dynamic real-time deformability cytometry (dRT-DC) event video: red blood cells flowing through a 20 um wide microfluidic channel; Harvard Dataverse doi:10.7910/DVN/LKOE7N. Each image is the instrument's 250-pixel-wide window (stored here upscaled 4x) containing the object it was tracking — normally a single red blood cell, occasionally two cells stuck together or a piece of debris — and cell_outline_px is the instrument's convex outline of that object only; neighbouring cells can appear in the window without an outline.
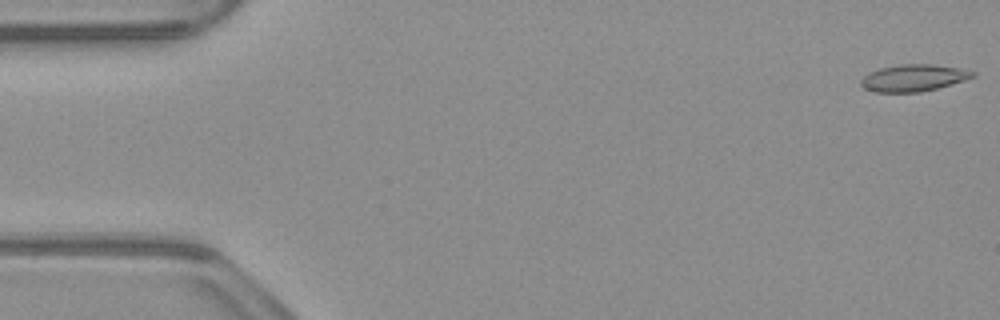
{"species": "common noctule bat (a hibernating species)", "species_latin": "Nyctalus noctula", "temperature_condition": "warm", "stored_images_in_passage": 53, "camera_frame_rate_fps": 3000, "um_per_image_px": 0.085, "animal": {"sex": "male", "body_mass_g": 23.1, "forearm_length_mm": 52.7}, "frame": {"image": 1, "passage_image": 1, "time_ms": 0.0, "image_size_px": [1000, 320], "cell_outline_px": [[976, 76], [964, 80], [936, 88], [920, 92], [876, 92], [864, 88], [860, 84], [860, 80], [868, 72], [880, 68], [900, 64], [932, 64], [960, 68], [976, 72]], "centroid_in_image_um": [77.63, 6.61], "position_along_channel_um": 7.4, "area_um2": 17.46}}
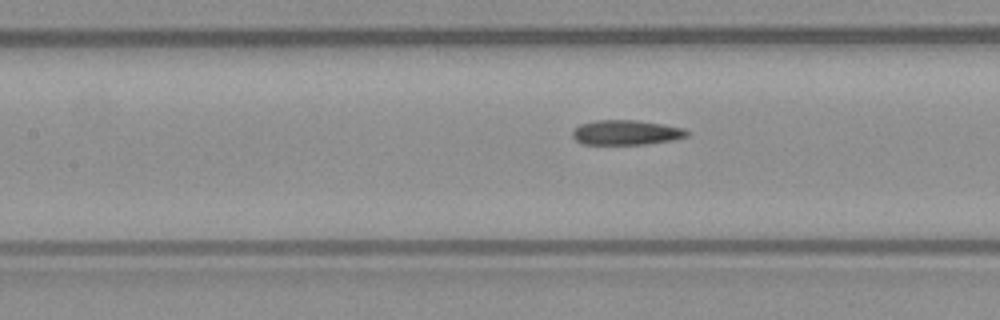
{"frame": {"image": 2, "passage_image": 23, "time_ms": 7.333, "image_size_px": [1000, 320], "cell_outline_px": [[688, 136], [672, 140], [644, 144], [584, 144], [576, 140], [572, 136], [572, 132], [580, 124], [596, 120], [636, 120], [684, 128], [688, 132]], "centroid_in_image_um": [53.21, 11.26], "position_along_channel_um": 154.2, "area_um2": 16.36}}
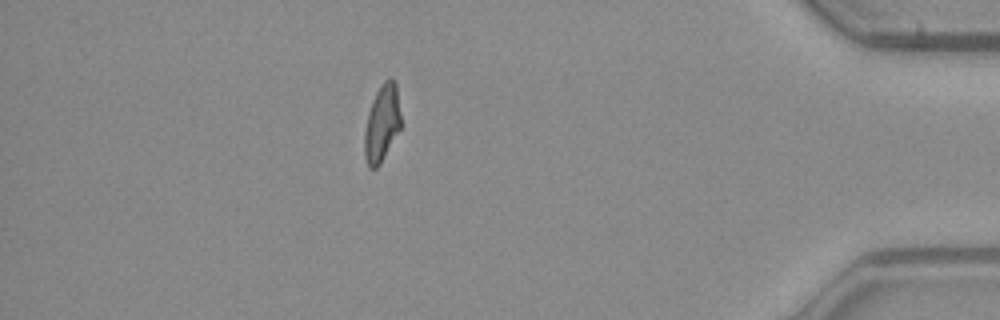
{"frame": {"image": 3, "passage_image": 46, "time_ms": 15.0, "image_size_px": [1000, 320], "cell_outline_px": [[400, 128], [380, 164], [376, 168], [368, 168], [364, 156], [364, 132], [368, 112], [372, 100], [380, 84], [388, 76], [392, 76], [396, 80], [400, 116]], "centroid_in_image_um": [32.45, 10.43], "position_along_channel_um": 402.8, "area_um2": 16.47}, "authors_computed_cell_mechanics": {"area_um2": 16.9932, "velocity_mm_per_s": 3.9103, "shape_relaxation_time_tau1_ms": null, "shape_relaxation_time_tau2_ms": 4.169, "deformation_change_tau1": null, "deformation_change_tau2": 0.1181}}